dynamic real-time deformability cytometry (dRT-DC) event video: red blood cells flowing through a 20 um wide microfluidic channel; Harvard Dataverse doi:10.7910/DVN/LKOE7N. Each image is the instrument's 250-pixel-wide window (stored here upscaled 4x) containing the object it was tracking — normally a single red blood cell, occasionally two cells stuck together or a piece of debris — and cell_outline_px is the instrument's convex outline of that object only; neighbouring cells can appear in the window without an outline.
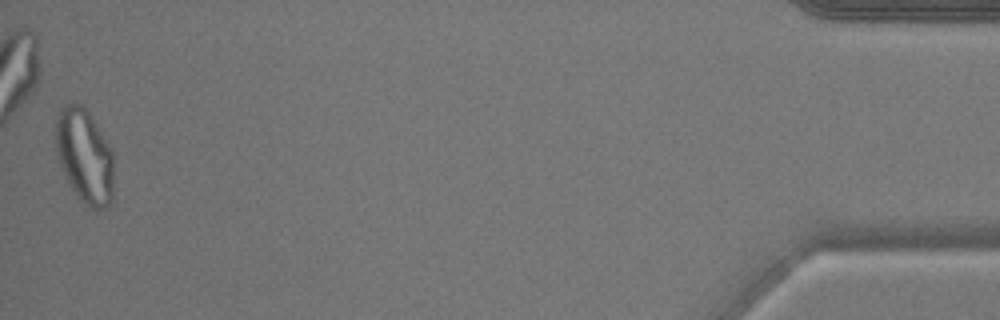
{"species": "common noctule bat (a hibernating species)", "species_latin": "Nyctalus noctula", "temperature_condition": "warm", "stored_images_in_passage": 45, "camera_frame_rate_fps": 3000, "um_per_image_px": 0.085, "animal": {"sex": "male", "body_mass_g": 17.9}, "frame": {"image": 1, "passage_image": 45, "time_ms": 14.667, "image_size_px": [1000, 320], "cell_outline_px": [[112, 196], [108, 204], [104, 208], [92, 208], [80, 200], [72, 188], [60, 164], [56, 148], [56, 120], [60, 108], [64, 104], [80, 104], [88, 112], [112, 148]], "centroid_in_image_um": [7.18, 13.23], "position_along_channel_um": 428.0, "area_um2": 31.27}}